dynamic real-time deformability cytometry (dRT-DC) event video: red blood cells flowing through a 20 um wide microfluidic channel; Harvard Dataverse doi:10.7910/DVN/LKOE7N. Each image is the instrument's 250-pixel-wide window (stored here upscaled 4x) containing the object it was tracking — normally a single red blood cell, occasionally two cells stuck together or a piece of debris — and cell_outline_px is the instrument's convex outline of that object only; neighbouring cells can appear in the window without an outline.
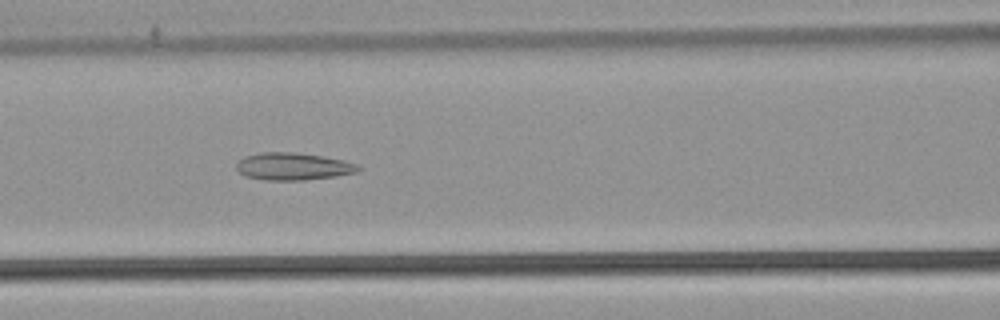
{"species": "common noctule bat (a hibernating species)", "species_latin": "Nyctalus noctula", "temperature_condition": "warm", "stored_images_in_passage": 53, "camera_frame_rate_fps": 3000, "um_per_image_px": 0.085, "animal": {"sex": "male", "body_mass_g": 21.5, "forearm_length_mm": 52.0}, "frame": {"image": 1, "passage_image": 23, "time_ms": 7.333, "image_size_px": [1000, 320], "cell_outline_px": [[360, 168], [356, 172], [336, 176], [304, 180], [264, 180], [244, 176], [236, 168], [236, 164], [244, 156], [260, 152], [296, 152], [344, 160], [356, 164]], "centroid_in_image_um": [24.87, 14.14], "position_along_channel_um": 141.7, "area_um2": 19.36}}
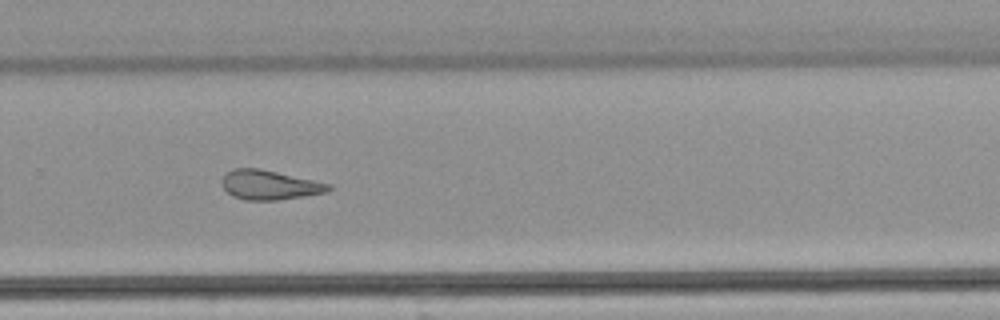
{"frame": {"image": 2, "passage_image": 36, "time_ms": 11.667, "image_size_px": [1000, 320], "cell_outline_px": [[332, 188], [328, 192], [304, 196], [276, 200], [244, 200], [232, 196], [224, 188], [220, 180], [232, 168], [260, 168], [332, 184]], "centroid_in_image_um": [22.92, 15.72], "position_along_channel_um": 306.9, "area_um2": 18.38}}
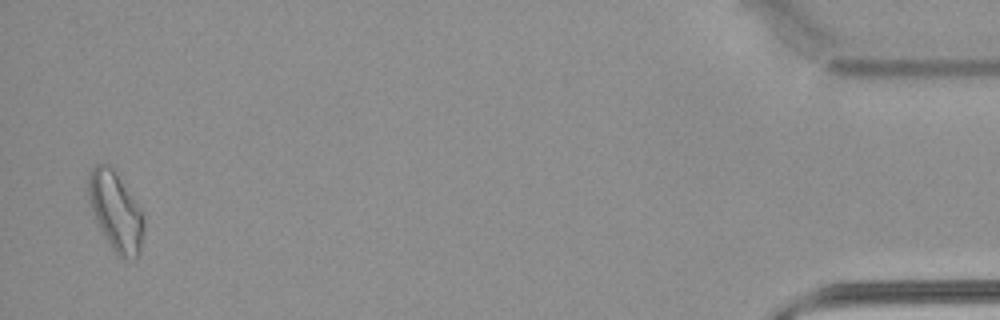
{"frame": {"image": 3, "passage_image": 52, "time_ms": 17.0, "image_size_px": [1000, 320], "cell_outline_px": [[144, 228], [140, 252], [136, 256], [124, 260], [116, 256], [104, 236], [96, 220], [88, 196], [88, 176], [92, 168], [96, 164], [108, 164], [112, 168], [140, 208], [144, 216]], "centroid_in_image_um": [9.84, 18.01], "position_along_channel_um": 425.4, "area_um2": 25.14}, "authors_computed_cell_mechanics": {"area_um2": 21.2126, "velocity_mm_per_s": 3.8279, "shape_relaxation_time_tau1_ms": null, "shape_relaxation_time_tau2_ms": 4.247, "deformation_change_tau1": null, "deformation_change_tau2": 0.1451}}